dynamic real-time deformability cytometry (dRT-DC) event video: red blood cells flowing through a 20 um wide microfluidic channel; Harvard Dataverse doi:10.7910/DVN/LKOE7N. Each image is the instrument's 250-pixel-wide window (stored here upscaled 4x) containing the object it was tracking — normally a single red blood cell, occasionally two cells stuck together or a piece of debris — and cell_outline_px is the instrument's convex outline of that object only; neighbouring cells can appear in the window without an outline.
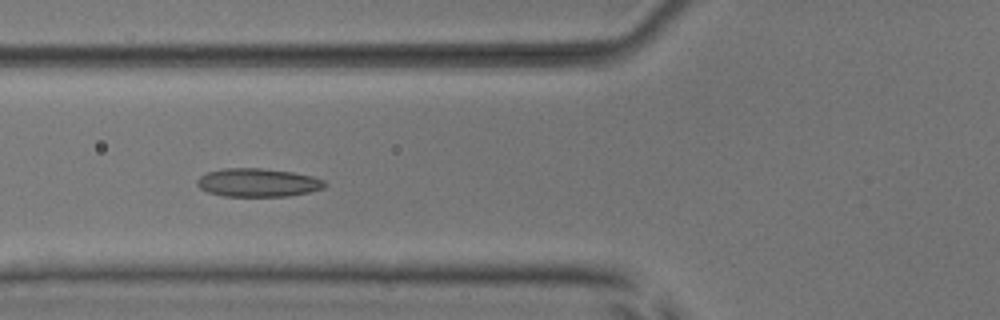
{"species": "common noctule bat (a hibernating species)", "species_latin": "Nyctalus noctula", "temperature_condition": "room temperature", "stored_images_in_passage": 8, "camera_frame_rate_fps": 3000, "um_per_image_px": 0.085, "animal": {"sex": "male", "body_mass_g": 17.9, "forearm_length_mm": 54.2}, "frame": {"image": 1, "passage_image": 6, "time_ms": 6.667, "image_size_px": [1000, 320], "cell_outline_px": [[328, 184], [324, 188], [308, 192], [288, 196], [224, 196], [208, 192], [200, 188], [196, 184], [196, 180], [200, 176], [208, 172], [224, 168], [260, 168], [292, 172], [312, 176], [324, 180]], "centroid_in_image_um": [21.92, 15.52], "position_along_channel_um": 103.9, "area_um2": 21.1}}
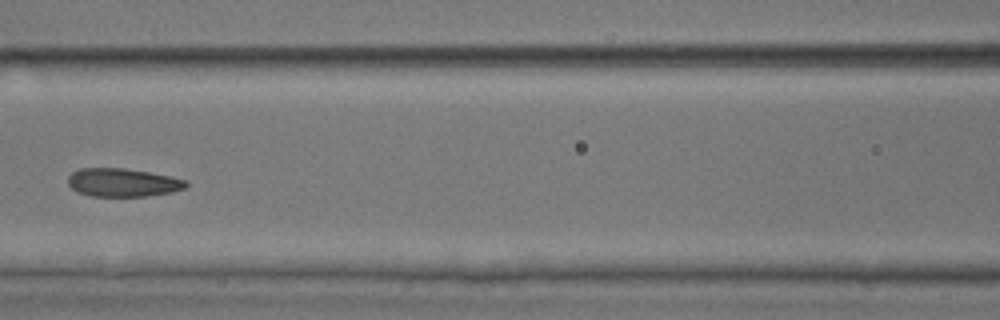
{"frame": {"image": 2, "passage_image": 7, "time_ms": 8.0, "image_size_px": [1000, 320], "cell_outline_px": [[188, 184], [184, 188], [172, 192], [148, 196], [92, 196], [76, 192], [68, 184], [68, 176], [72, 172], [80, 168], [124, 168], [148, 172], [168, 176], [184, 180]], "centroid_in_image_um": [10.38, 15.52], "position_along_channel_um": 156.2, "area_um2": 19.36}}
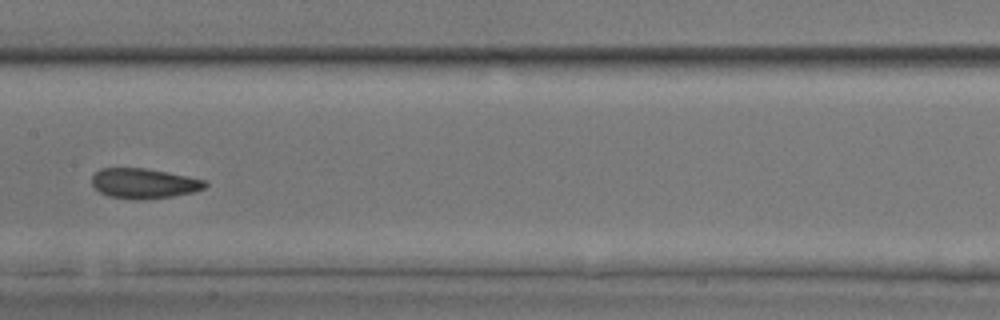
{"frame": {"image": 3, "passage_image": 8, "time_ms": 9.0, "image_size_px": [1000, 320], "cell_outline_px": [[208, 184], [204, 188], [192, 192], [172, 196], [144, 200], [136, 200], [108, 196], [100, 192], [92, 184], [92, 176], [100, 168], [144, 168], [188, 176], [204, 180]], "centroid_in_image_um": [12.21, 15.59], "position_along_channel_um": 195.2, "area_um2": 19.77}}